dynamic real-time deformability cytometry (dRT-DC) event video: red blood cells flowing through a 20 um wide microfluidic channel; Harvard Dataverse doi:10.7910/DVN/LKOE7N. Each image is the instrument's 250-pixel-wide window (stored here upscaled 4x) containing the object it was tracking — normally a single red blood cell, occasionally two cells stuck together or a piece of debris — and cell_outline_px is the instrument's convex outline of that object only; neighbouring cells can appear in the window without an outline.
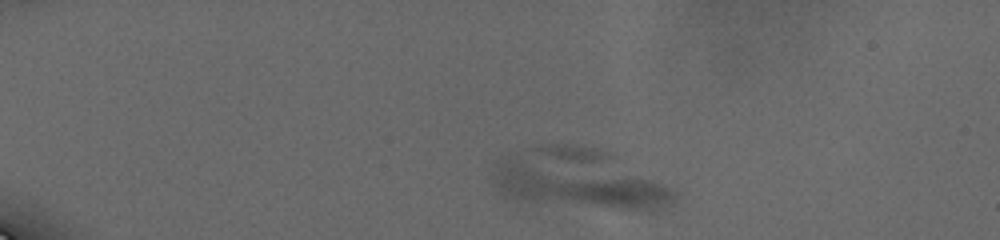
{"species": "human", "species_latin": "Homo sapiens", "temperature_condition": "cold", "stored_images_in_passage": 10, "camera_frame_rate_fps": 3000, "um_per_image_px": 0.085, "donor": {"sex": "male"}, "frame": {"image": 1, "passage_image": 1, "time_ms": 0.0, "image_size_px": [1000, 240], "cell_outline_px": [[676, 200], [672, 204], [660, 212], [648, 212], [512, 200], [500, 196], [496, 192], [492, 176], [492, 172], [496, 164], [500, 160], [532, 148], [548, 144], [572, 144], [592, 148], [604, 152], [612, 156], [672, 188], [676, 192]], "centroid_in_image_um": [49.21, 15.3], "position_along_channel_um": 35.8, "area_um2": 62.71}}
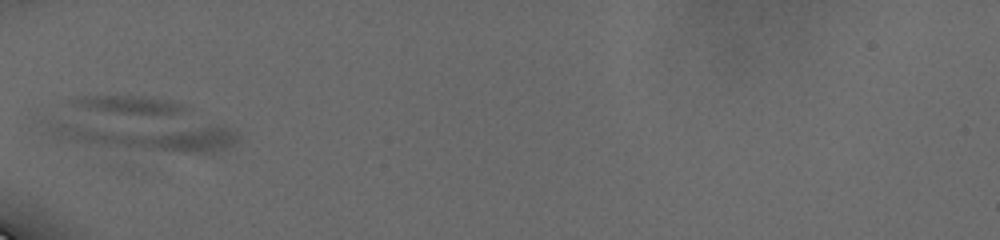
{"frame": {"image": 2, "passage_image": 5, "time_ms": 3.333, "image_size_px": [1000, 240], "cell_outline_px": [[240, 140], [236, 144], [212, 152], [192, 152], [96, 144], [52, 140], [40, 136], [36, 112], [64, 100], [76, 96], [144, 96], [172, 100], [184, 104], [236, 128], [240, 136]], "centroid_in_image_um": [11.48, 10.55], "position_along_channel_um": 73.5, "area_um2": 61.9}}